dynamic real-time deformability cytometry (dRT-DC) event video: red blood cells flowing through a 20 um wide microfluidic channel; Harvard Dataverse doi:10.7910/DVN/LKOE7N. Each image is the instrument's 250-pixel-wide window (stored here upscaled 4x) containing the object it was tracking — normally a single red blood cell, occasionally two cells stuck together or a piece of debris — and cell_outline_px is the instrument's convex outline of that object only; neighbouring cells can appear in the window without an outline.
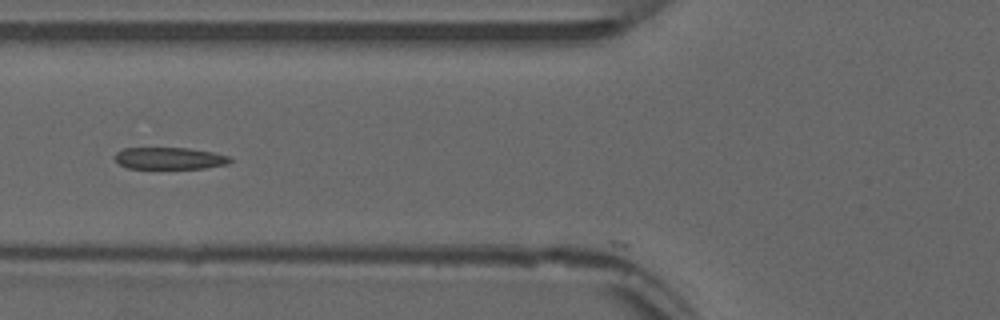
{"species": "common noctule bat (a hibernating species)", "species_latin": "Nyctalus noctula", "temperature_condition": "warm", "stored_images_in_passage": 34, "camera_frame_rate_fps": 3000, "um_per_image_px": 0.085, "animal": {"sex": "male", "forearm_length_mm": 52.5}, "frame": {"image": 1, "passage_image": 2, "time_ms": 0.333, "image_size_px": [1000, 320], "cell_outline_px": [[232, 160], [228, 164], [204, 168], [128, 168], [120, 164], [116, 160], [116, 152], [124, 148], [188, 148], [212, 152], [232, 156]], "centroid_in_image_um": [14.46, 13.45], "position_along_channel_um": 111.3, "area_um2": 14.62}}
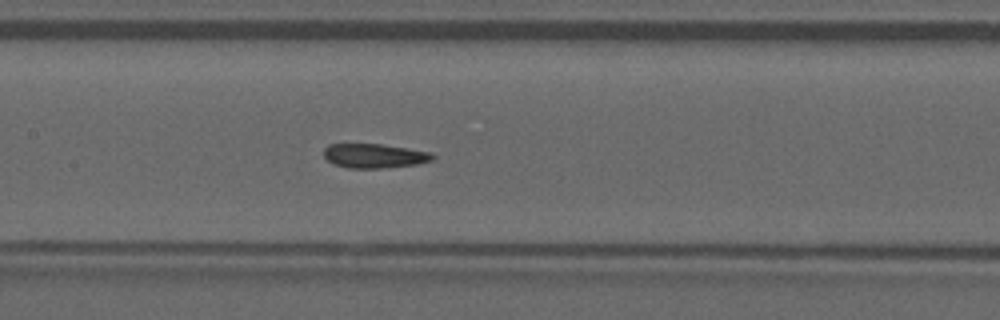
{"frame": {"image": 2, "passage_image": 7, "time_ms": 2.0, "image_size_px": [1000, 320], "cell_outline_px": [[436, 156], [432, 160], [416, 164], [380, 168], [348, 168], [332, 164], [324, 156], [324, 148], [328, 144], [384, 144], [432, 152]], "centroid_in_image_um": [31.82, 13.24], "position_along_channel_um": 175.6, "area_um2": 15.49}, "authors_computed_cell_mechanics": {"area_um2": 15.4615, "velocity_mm_per_s": 3.8474, "shape_relaxation_time_tau1_ms": 3.2383, "shape_relaxation_time_tau2_ms": 0.857, "deformation_change_tau1": 0.1262, "deformation_change_tau2": 0.0688}}